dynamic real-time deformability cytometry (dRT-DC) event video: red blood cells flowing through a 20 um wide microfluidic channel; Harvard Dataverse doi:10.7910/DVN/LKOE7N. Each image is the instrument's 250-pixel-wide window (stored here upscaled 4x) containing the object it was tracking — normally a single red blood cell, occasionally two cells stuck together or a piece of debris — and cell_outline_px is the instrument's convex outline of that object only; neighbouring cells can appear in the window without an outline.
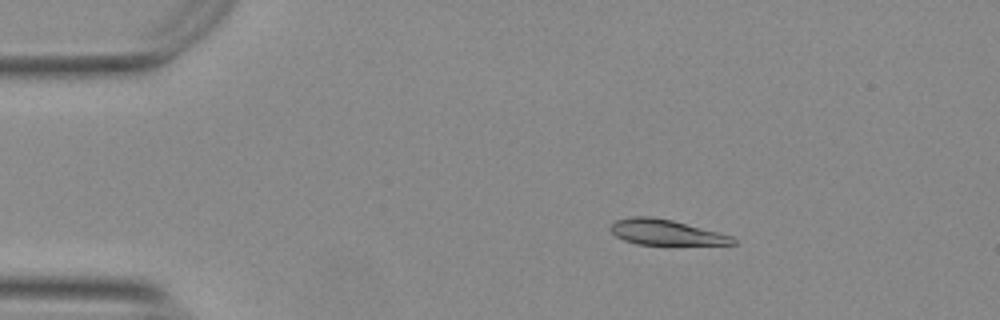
{"species": "Egyptian fruit bat (a non-hibernating species)", "species_latin": "Rousettus aegyptiacus", "temperature_condition": "warm", "stored_images_in_passage": 45, "camera_frame_rate_fps": 3000, "um_per_image_px": 0.085, "animal": {"sex": "female"}, "frame": {"image": 1, "passage_image": 2, "time_ms": 0.333, "image_size_px": [1000, 320], "cell_outline_px": [[736, 244], [636, 244], [624, 240], [616, 236], [608, 228], [616, 220], [632, 216], [652, 216], [672, 220], [732, 236], [736, 240]], "centroid_in_image_um": [56.55, 19.73], "position_along_channel_um": 28.5, "area_um2": 17.86}}
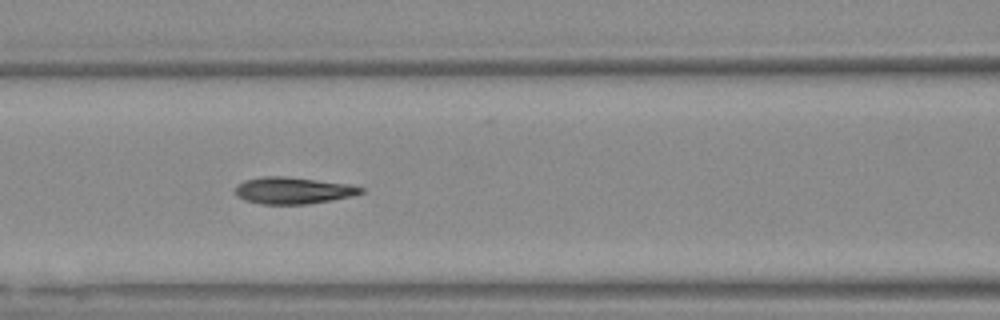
{"frame": {"image": 2, "passage_image": 16, "time_ms": 5.0, "image_size_px": [1000, 320], "cell_outline_px": [[364, 192], [352, 196], [332, 200], [308, 204], [260, 204], [244, 200], [236, 196], [236, 188], [240, 184], [248, 180], [264, 176], [284, 176], [348, 184], [364, 188]], "centroid_in_image_um": [24.93, 16.2], "position_along_channel_um": 141.7, "area_um2": 19.36}}
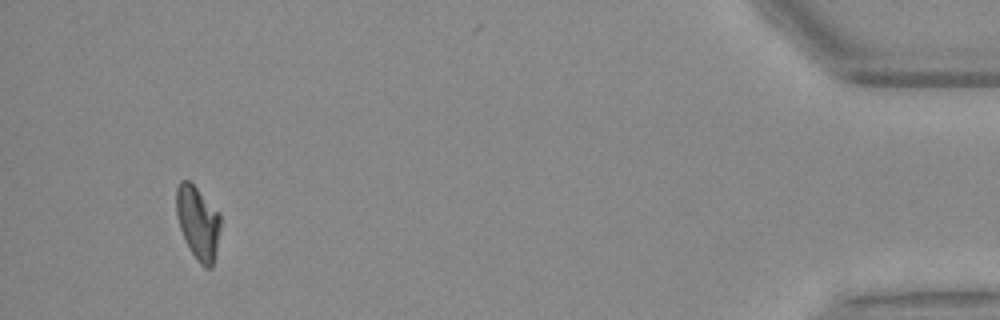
{"frame": {"image": 3, "passage_image": 44, "time_ms": 14.333, "image_size_px": [1000, 320], "cell_outline_px": [[220, 228], [212, 268], [204, 268], [196, 260], [180, 228], [176, 212], [176, 188], [180, 180], [188, 180], [220, 212]], "centroid_in_image_um": [16.82, 18.91], "position_along_channel_um": 418.4, "area_um2": 18.61}}